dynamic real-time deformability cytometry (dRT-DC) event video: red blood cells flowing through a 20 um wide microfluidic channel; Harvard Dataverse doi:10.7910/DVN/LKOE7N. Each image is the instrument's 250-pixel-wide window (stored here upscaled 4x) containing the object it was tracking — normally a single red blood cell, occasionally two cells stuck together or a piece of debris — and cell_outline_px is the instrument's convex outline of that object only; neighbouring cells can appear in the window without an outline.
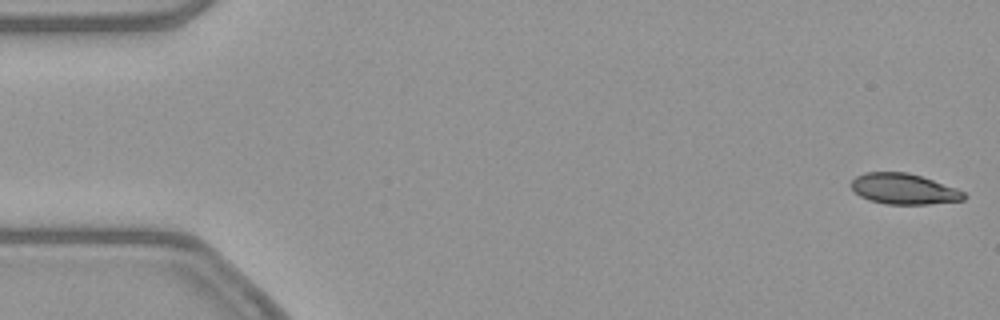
{"species": "common noctule bat (a hibernating species)", "species_latin": "Nyctalus noctula", "temperature_condition": "warm", "stored_images_in_passage": 49, "camera_frame_rate_fps": 3000, "um_per_image_px": 0.085, "animal": {"sex": "female", "body_mass_g": 21.9}, "frame": {"image": 1, "passage_image": 1, "time_ms": 0.0, "image_size_px": [1000, 320], "cell_outline_px": [[968, 196], [964, 200], [928, 204], [888, 204], [872, 200], [860, 196], [848, 184], [856, 176], [864, 172], [908, 172], [956, 188], [964, 192]], "centroid_in_image_um": [76.82, 16.05], "position_along_channel_um": 8.2, "area_um2": 20.06}}
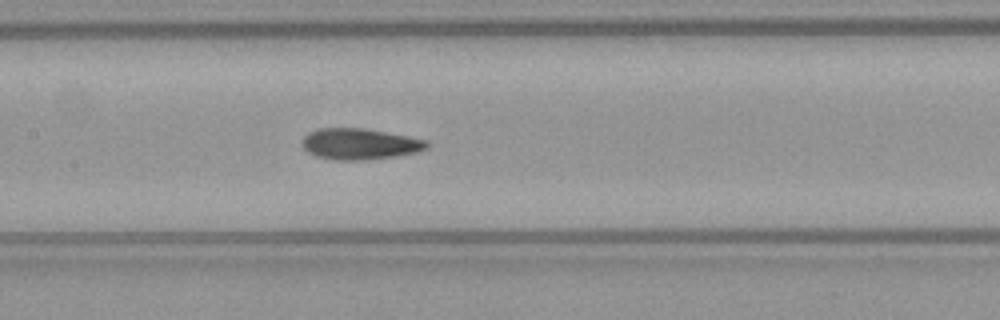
{"frame": {"image": 2, "passage_image": 25, "time_ms": 8.0, "image_size_px": [1000, 320], "cell_outline_px": [[428, 148], [416, 152], [396, 156], [364, 160], [332, 160], [316, 156], [308, 152], [304, 148], [304, 136], [308, 132], [320, 128], [364, 128], [408, 136], [428, 140]], "centroid_in_image_um": [30.59, 12.24], "position_along_channel_um": 176.8, "area_um2": 22.54}}
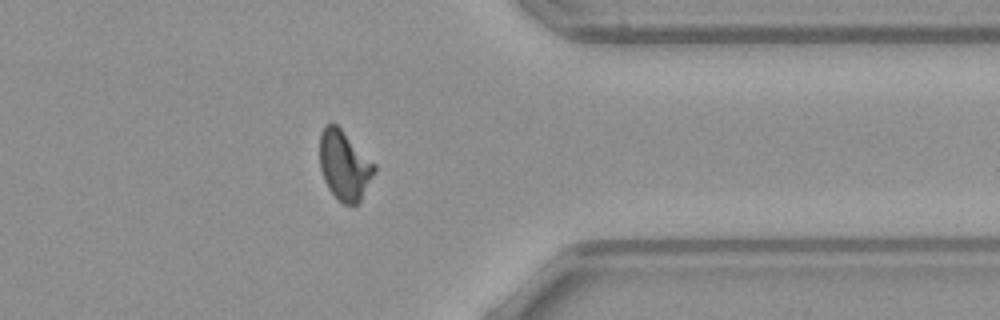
{"frame": {"image": 3, "passage_image": 42, "time_ms": 13.667, "image_size_px": [1000, 320], "cell_outline_px": [[376, 172], [360, 204], [344, 204], [328, 188], [324, 180], [320, 168], [320, 132], [324, 124], [336, 124], [376, 164]], "centroid_in_image_um": [29.3, 14.07], "position_along_channel_um": 382.1, "area_um2": 22.25}}